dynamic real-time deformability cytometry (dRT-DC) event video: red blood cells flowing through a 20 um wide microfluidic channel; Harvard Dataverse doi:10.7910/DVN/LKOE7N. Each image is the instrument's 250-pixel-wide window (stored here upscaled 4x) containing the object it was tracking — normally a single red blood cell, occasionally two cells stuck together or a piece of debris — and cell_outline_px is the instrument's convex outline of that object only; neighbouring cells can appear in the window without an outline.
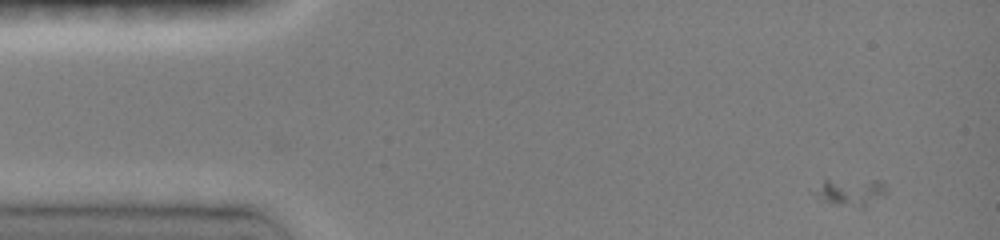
{"species": "common noctule bat (a hibernating species)", "species_latin": "Nyctalus noctula", "temperature_condition": "room temperature", "stored_images_in_passage": 4, "camera_frame_rate_fps": 3000, "um_per_image_px": 0.085, "animal": {"sex": "female", "body_mass_g": 19.0, "forearm_length_mm": 51.5}, "frame": {"image": 1, "passage_image": 1, "time_ms": 0.0, "image_size_px": [1000, 240], "cell_outline_px": [[888, 192], [884, 196], [860, 208], [832, 204], [824, 200], [812, 192], [824, 180], [880, 180], [884, 184]], "centroid_in_image_um": [72.33, 16.32], "position_along_channel_um": 12.7, "area_um2": 11.33}}